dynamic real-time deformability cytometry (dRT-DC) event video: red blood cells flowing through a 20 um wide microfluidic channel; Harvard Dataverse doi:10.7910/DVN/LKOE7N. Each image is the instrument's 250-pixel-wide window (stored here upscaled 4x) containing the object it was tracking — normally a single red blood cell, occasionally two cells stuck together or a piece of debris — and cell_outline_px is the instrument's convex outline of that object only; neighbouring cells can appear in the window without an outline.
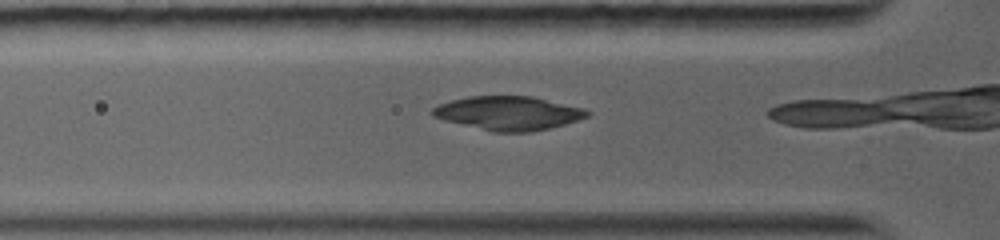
{"species": "common noctule bat (a hibernating species)", "species_latin": "Nyctalus noctula", "temperature_condition": "warm", "stored_images_in_passage": 6, "camera_frame_rate_fps": 5000, "um_per_image_px": 0.085, "animal": {"sex": "female", "body_mass_g": 19.0, "forearm_length_mm": 56.7}, "frame": {"image": 1, "passage_image": 2, "time_ms": 0.6, "image_size_px": [1000, 240], "cell_outline_px": [[592, 112], [588, 116], [564, 124], [548, 128], [528, 132], [492, 132], [444, 120], [432, 116], [428, 112], [432, 108], [440, 104], [452, 100], [468, 96], [532, 96], [584, 108]], "centroid_in_image_um": [43.18, 9.61], "position_along_channel_um": 82.6, "area_um2": 30.46}}
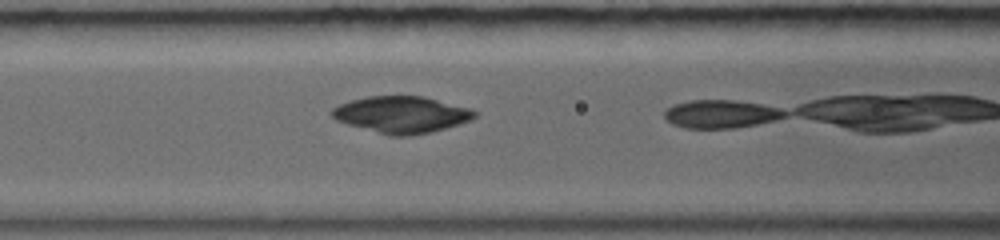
{"frame": {"image": 2, "passage_image": 4, "time_ms": 1.8, "image_size_px": [1000, 240], "cell_outline_px": [[476, 116], [472, 120], [460, 124], [432, 132], [412, 136], [388, 136], [348, 124], [336, 120], [328, 112], [332, 108], [340, 104], [352, 100], [368, 96], [424, 96], [468, 108], [476, 112]], "centroid_in_image_um": [34.12, 9.75], "position_along_channel_um": 132.5, "area_um2": 30.58}}